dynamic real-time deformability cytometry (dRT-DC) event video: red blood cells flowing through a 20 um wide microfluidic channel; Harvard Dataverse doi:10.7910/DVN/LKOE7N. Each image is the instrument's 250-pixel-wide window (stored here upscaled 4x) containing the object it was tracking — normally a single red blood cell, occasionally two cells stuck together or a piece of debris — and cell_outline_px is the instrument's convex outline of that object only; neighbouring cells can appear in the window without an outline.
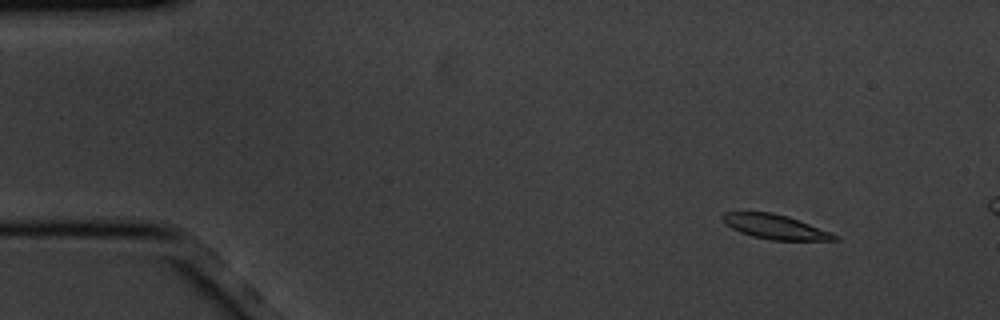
{"species": "common noctule bat (a hibernating species)", "species_latin": "Nyctalus noctula", "temperature_condition": "cold", "stored_images_in_passage": 4, "camera_frame_rate_fps": 3000, "um_per_image_px": 0.085, "animal": {"sex": "male", "body_mass_g": 20.1, "forearm_length_mm": 53.5}, "frame": {"image": 1, "passage_image": 2, "time_ms": 0.333, "image_size_px": [1000, 320], "cell_outline_px": [[840, 240], [772, 240], [752, 236], [740, 232], [724, 224], [720, 220], [720, 216], [724, 212], [772, 212], [788, 216], [828, 232], [836, 236]], "centroid_in_image_um": [65.78, 19.26], "position_along_channel_um": 19.2, "area_um2": 15.78}}